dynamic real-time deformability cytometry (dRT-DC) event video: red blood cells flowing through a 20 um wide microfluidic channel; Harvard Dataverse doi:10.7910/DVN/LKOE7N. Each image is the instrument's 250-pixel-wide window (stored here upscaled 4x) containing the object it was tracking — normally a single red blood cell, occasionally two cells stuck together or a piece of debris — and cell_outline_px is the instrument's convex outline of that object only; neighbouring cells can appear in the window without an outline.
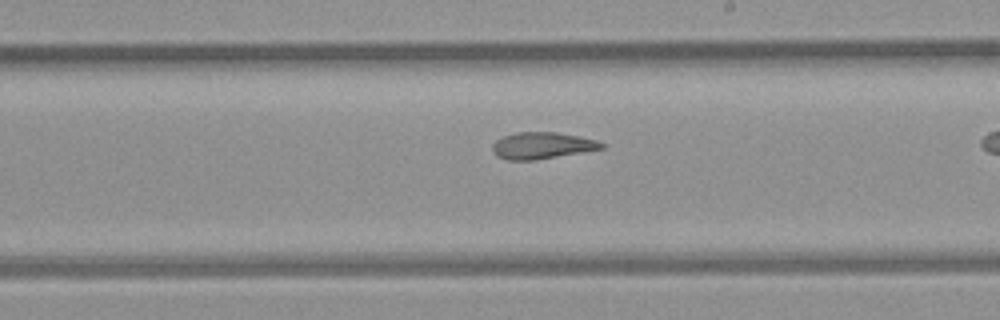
{"species": "common noctule bat (a hibernating species)", "species_latin": "Nyctalus noctula", "temperature_condition": "room temperature", "stored_images_in_passage": 27, "camera_frame_rate_fps": 3000, "um_per_image_px": 0.085, "animal": {"sex": "female", "body_mass_g": 21.9}, "frame": {"image": 1, "passage_image": 16, "time_ms": 5.0, "image_size_px": [1000, 320], "cell_outline_px": [[608, 144], [604, 148], [536, 160], [508, 160], [496, 156], [492, 148], [492, 144], [496, 140], [504, 136], [516, 132], [556, 132], [596, 140]], "centroid_in_image_um": [46.07, 12.37], "position_along_channel_um": 242.9, "area_um2": 16.88}}